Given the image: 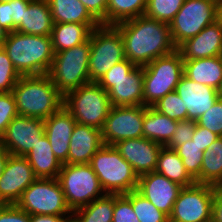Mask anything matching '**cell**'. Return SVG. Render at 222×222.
Listing matches in <instances>:
<instances>
[{
  "instance_id": "3957f363",
  "label": "cell",
  "mask_w": 222,
  "mask_h": 222,
  "mask_svg": "<svg viewBox=\"0 0 222 222\" xmlns=\"http://www.w3.org/2000/svg\"><path fill=\"white\" fill-rule=\"evenodd\" d=\"M3 49L21 76L47 74L55 55L50 36L17 31L7 33Z\"/></svg>"
},
{
  "instance_id": "d6a6232c",
  "label": "cell",
  "mask_w": 222,
  "mask_h": 222,
  "mask_svg": "<svg viewBox=\"0 0 222 222\" xmlns=\"http://www.w3.org/2000/svg\"><path fill=\"white\" fill-rule=\"evenodd\" d=\"M131 204L139 222H169V217L137 190L131 191Z\"/></svg>"
},
{
  "instance_id": "5bb4252c",
  "label": "cell",
  "mask_w": 222,
  "mask_h": 222,
  "mask_svg": "<svg viewBox=\"0 0 222 222\" xmlns=\"http://www.w3.org/2000/svg\"><path fill=\"white\" fill-rule=\"evenodd\" d=\"M144 106H112L101 130L105 145L143 137Z\"/></svg>"
},
{
  "instance_id": "9c48e42d",
  "label": "cell",
  "mask_w": 222,
  "mask_h": 222,
  "mask_svg": "<svg viewBox=\"0 0 222 222\" xmlns=\"http://www.w3.org/2000/svg\"><path fill=\"white\" fill-rule=\"evenodd\" d=\"M57 179L72 212L106 195L89 164H62Z\"/></svg>"
},
{
  "instance_id": "e575fe53",
  "label": "cell",
  "mask_w": 222,
  "mask_h": 222,
  "mask_svg": "<svg viewBox=\"0 0 222 222\" xmlns=\"http://www.w3.org/2000/svg\"><path fill=\"white\" fill-rule=\"evenodd\" d=\"M175 151L182 159L186 171L196 180L200 176L202 159L205 152L200 151V147L191 140L182 144Z\"/></svg>"
},
{
  "instance_id": "277c9868",
  "label": "cell",
  "mask_w": 222,
  "mask_h": 222,
  "mask_svg": "<svg viewBox=\"0 0 222 222\" xmlns=\"http://www.w3.org/2000/svg\"><path fill=\"white\" fill-rule=\"evenodd\" d=\"M89 165L106 194H127L137 189L139 176L114 145H103Z\"/></svg>"
},
{
  "instance_id": "816d5d0a",
  "label": "cell",
  "mask_w": 222,
  "mask_h": 222,
  "mask_svg": "<svg viewBox=\"0 0 222 222\" xmlns=\"http://www.w3.org/2000/svg\"><path fill=\"white\" fill-rule=\"evenodd\" d=\"M6 36H7V32L0 26V48L3 47Z\"/></svg>"
},
{
  "instance_id": "c3c4849f",
  "label": "cell",
  "mask_w": 222,
  "mask_h": 222,
  "mask_svg": "<svg viewBox=\"0 0 222 222\" xmlns=\"http://www.w3.org/2000/svg\"><path fill=\"white\" fill-rule=\"evenodd\" d=\"M71 216L30 215V222H69Z\"/></svg>"
},
{
  "instance_id": "5b68a950",
  "label": "cell",
  "mask_w": 222,
  "mask_h": 222,
  "mask_svg": "<svg viewBox=\"0 0 222 222\" xmlns=\"http://www.w3.org/2000/svg\"><path fill=\"white\" fill-rule=\"evenodd\" d=\"M97 83L107 91L111 106L143 105L144 70L128 59L113 65Z\"/></svg>"
},
{
  "instance_id": "ee69618b",
  "label": "cell",
  "mask_w": 222,
  "mask_h": 222,
  "mask_svg": "<svg viewBox=\"0 0 222 222\" xmlns=\"http://www.w3.org/2000/svg\"><path fill=\"white\" fill-rule=\"evenodd\" d=\"M218 138L219 136L215 133L196 124L191 141L195 142V144L200 147V151L205 152L206 148L209 147Z\"/></svg>"
},
{
  "instance_id": "7dc6e473",
  "label": "cell",
  "mask_w": 222,
  "mask_h": 222,
  "mask_svg": "<svg viewBox=\"0 0 222 222\" xmlns=\"http://www.w3.org/2000/svg\"><path fill=\"white\" fill-rule=\"evenodd\" d=\"M211 222H222V186L216 187Z\"/></svg>"
},
{
  "instance_id": "ab89813d",
  "label": "cell",
  "mask_w": 222,
  "mask_h": 222,
  "mask_svg": "<svg viewBox=\"0 0 222 222\" xmlns=\"http://www.w3.org/2000/svg\"><path fill=\"white\" fill-rule=\"evenodd\" d=\"M16 116L18 112L12 92L0 93V138Z\"/></svg>"
},
{
  "instance_id": "4316f807",
  "label": "cell",
  "mask_w": 222,
  "mask_h": 222,
  "mask_svg": "<svg viewBox=\"0 0 222 222\" xmlns=\"http://www.w3.org/2000/svg\"><path fill=\"white\" fill-rule=\"evenodd\" d=\"M178 121L144 106L143 137L165 146L173 136Z\"/></svg>"
},
{
  "instance_id": "7bdbcfd3",
  "label": "cell",
  "mask_w": 222,
  "mask_h": 222,
  "mask_svg": "<svg viewBox=\"0 0 222 222\" xmlns=\"http://www.w3.org/2000/svg\"><path fill=\"white\" fill-rule=\"evenodd\" d=\"M89 13L101 24L106 25L108 0H79Z\"/></svg>"
},
{
  "instance_id": "6da1fadb",
  "label": "cell",
  "mask_w": 222,
  "mask_h": 222,
  "mask_svg": "<svg viewBox=\"0 0 222 222\" xmlns=\"http://www.w3.org/2000/svg\"><path fill=\"white\" fill-rule=\"evenodd\" d=\"M121 33L125 58L136 66H146L177 49L167 23L141 15L114 25Z\"/></svg>"
},
{
  "instance_id": "83f0119b",
  "label": "cell",
  "mask_w": 222,
  "mask_h": 222,
  "mask_svg": "<svg viewBox=\"0 0 222 222\" xmlns=\"http://www.w3.org/2000/svg\"><path fill=\"white\" fill-rule=\"evenodd\" d=\"M53 23L100 24L79 0H47Z\"/></svg>"
},
{
  "instance_id": "44dd1931",
  "label": "cell",
  "mask_w": 222,
  "mask_h": 222,
  "mask_svg": "<svg viewBox=\"0 0 222 222\" xmlns=\"http://www.w3.org/2000/svg\"><path fill=\"white\" fill-rule=\"evenodd\" d=\"M177 50L183 60H196L222 55V26L216 20L196 36L181 43Z\"/></svg>"
},
{
  "instance_id": "8d00e7d4",
  "label": "cell",
  "mask_w": 222,
  "mask_h": 222,
  "mask_svg": "<svg viewBox=\"0 0 222 222\" xmlns=\"http://www.w3.org/2000/svg\"><path fill=\"white\" fill-rule=\"evenodd\" d=\"M21 75L14 68L7 52L0 48V93L12 92Z\"/></svg>"
},
{
  "instance_id": "7a4b0ae2",
  "label": "cell",
  "mask_w": 222,
  "mask_h": 222,
  "mask_svg": "<svg viewBox=\"0 0 222 222\" xmlns=\"http://www.w3.org/2000/svg\"><path fill=\"white\" fill-rule=\"evenodd\" d=\"M12 94L20 116L45 120L63 106V95L47 74L21 76Z\"/></svg>"
},
{
  "instance_id": "e0dca14e",
  "label": "cell",
  "mask_w": 222,
  "mask_h": 222,
  "mask_svg": "<svg viewBox=\"0 0 222 222\" xmlns=\"http://www.w3.org/2000/svg\"><path fill=\"white\" fill-rule=\"evenodd\" d=\"M182 188L154 171L139 176L136 190L169 217Z\"/></svg>"
},
{
  "instance_id": "cb8c5ba5",
  "label": "cell",
  "mask_w": 222,
  "mask_h": 222,
  "mask_svg": "<svg viewBox=\"0 0 222 222\" xmlns=\"http://www.w3.org/2000/svg\"><path fill=\"white\" fill-rule=\"evenodd\" d=\"M101 24H78V23H54L51 31V41L54 53L86 42L91 31Z\"/></svg>"
},
{
  "instance_id": "30bf717a",
  "label": "cell",
  "mask_w": 222,
  "mask_h": 222,
  "mask_svg": "<svg viewBox=\"0 0 222 222\" xmlns=\"http://www.w3.org/2000/svg\"><path fill=\"white\" fill-rule=\"evenodd\" d=\"M126 59L120 31L114 25H100L90 34L89 79L98 82L113 65Z\"/></svg>"
},
{
  "instance_id": "484cf974",
  "label": "cell",
  "mask_w": 222,
  "mask_h": 222,
  "mask_svg": "<svg viewBox=\"0 0 222 222\" xmlns=\"http://www.w3.org/2000/svg\"><path fill=\"white\" fill-rule=\"evenodd\" d=\"M37 178H58L62 163L55 157L46 135L25 156Z\"/></svg>"
},
{
  "instance_id": "ba28073f",
  "label": "cell",
  "mask_w": 222,
  "mask_h": 222,
  "mask_svg": "<svg viewBox=\"0 0 222 222\" xmlns=\"http://www.w3.org/2000/svg\"><path fill=\"white\" fill-rule=\"evenodd\" d=\"M89 54L90 37L80 45L55 53L47 75L63 96L90 82Z\"/></svg>"
},
{
  "instance_id": "8fae6325",
  "label": "cell",
  "mask_w": 222,
  "mask_h": 222,
  "mask_svg": "<svg viewBox=\"0 0 222 222\" xmlns=\"http://www.w3.org/2000/svg\"><path fill=\"white\" fill-rule=\"evenodd\" d=\"M16 205L29 215L71 216L73 213L57 178H37L23 191Z\"/></svg>"
},
{
  "instance_id": "1f68e13d",
  "label": "cell",
  "mask_w": 222,
  "mask_h": 222,
  "mask_svg": "<svg viewBox=\"0 0 222 222\" xmlns=\"http://www.w3.org/2000/svg\"><path fill=\"white\" fill-rule=\"evenodd\" d=\"M147 0H108L106 25L145 15Z\"/></svg>"
},
{
  "instance_id": "4fadbf2b",
  "label": "cell",
  "mask_w": 222,
  "mask_h": 222,
  "mask_svg": "<svg viewBox=\"0 0 222 222\" xmlns=\"http://www.w3.org/2000/svg\"><path fill=\"white\" fill-rule=\"evenodd\" d=\"M216 187L195 183L183 187L174 203L169 222H211Z\"/></svg>"
},
{
  "instance_id": "f546056e",
  "label": "cell",
  "mask_w": 222,
  "mask_h": 222,
  "mask_svg": "<svg viewBox=\"0 0 222 222\" xmlns=\"http://www.w3.org/2000/svg\"><path fill=\"white\" fill-rule=\"evenodd\" d=\"M195 182L215 187L222 186V137H219L206 148L202 159L200 176Z\"/></svg>"
},
{
  "instance_id": "7402d4cb",
  "label": "cell",
  "mask_w": 222,
  "mask_h": 222,
  "mask_svg": "<svg viewBox=\"0 0 222 222\" xmlns=\"http://www.w3.org/2000/svg\"><path fill=\"white\" fill-rule=\"evenodd\" d=\"M103 145L100 129L76 123L69 144L68 164H89Z\"/></svg>"
},
{
  "instance_id": "d6986e66",
  "label": "cell",
  "mask_w": 222,
  "mask_h": 222,
  "mask_svg": "<svg viewBox=\"0 0 222 222\" xmlns=\"http://www.w3.org/2000/svg\"><path fill=\"white\" fill-rule=\"evenodd\" d=\"M183 100L184 111H187V120H197L206 113L219 98L216 89L197 83L183 75L177 84L176 90Z\"/></svg>"
},
{
  "instance_id": "b9f144b4",
  "label": "cell",
  "mask_w": 222,
  "mask_h": 222,
  "mask_svg": "<svg viewBox=\"0 0 222 222\" xmlns=\"http://www.w3.org/2000/svg\"><path fill=\"white\" fill-rule=\"evenodd\" d=\"M0 222H30V215L16 204H0Z\"/></svg>"
},
{
  "instance_id": "836d02e7",
  "label": "cell",
  "mask_w": 222,
  "mask_h": 222,
  "mask_svg": "<svg viewBox=\"0 0 222 222\" xmlns=\"http://www.w3.org/2000/svg\"><path fill=\"white\" fill-rule=\"evenodd\" d=\"M185 0H147L145 15L169 24L181 9Z\"/></svg>"
},
{
  "instance_id": "f35d334b",
  "label": "cell",
  "mask_w": 222,
  "mask_h": 222,
  "mask_svg": "<svg viewBox=\"0 0 222 222\" xmlns=\"http://www.w3.org/2000/svg\"><path fill=\"white\" fill-rule=\"evenodd\" d=\"M196 124L222 137V98H218L213 106L196 120Z\"/></svg>"
},
{
  "instance_id": "74e56055",
  "label": "cell",
  "mask_w": 222,
  "mask_h": 222,
  "mask_svg": "<svg viewBox=\"0 0 222 222\" xmlns=\"http://www.w3.org/2000/svg\"><path fill=\"white\" fill-rule=\"evenodd\" d=\"M112 222H139L131 204V192L114 194Z\"/></svg>"
},
{
  "instance_id": "60d3db41",
  "label": "cell",
  "mask_w": 222,
  "mask_h": 222,
  "mask_svg": "<svg viewBox=\"0 0 222 222\" xmlns=\"http://www.w3.org/2000/svg\"><path fill=\"white\" fill-rule=\"evenodd\" d=\"M196 127L195 120H182L178 121L176 130L171 137L170 141L165 145V147L172 150H176L182 144L190 141L193 137V133Z\"/></svg>"
},
{
  "instance_id": "f5cc1de1",
  "label": "cell",
  "mask_w": 222,
  "mask_h": 222,
  "mask_svg": "<svg viewBox=\"0 0 222 222\" xmlns=\"http://www.w3.org/2000/svg\"><path fill=\"white\" fill-rule=\"evenodd\" d=\"M217 92H218L219 98H222V79H221L219 87L217 88Z\"/></svg>"
},
{
  "instance_id": "bcb514c9",
  "label": "cell",
  "mask_w": 222,
  "mask_h": 222,
  "mask_svg": "<svg viewBox=\"0 0 222 222\" xmlns=\"http://www.w3.org/2000/svg\"><path fill=\"white\" fill-rule=\"evenodd\" d=\"M0 26L7 32H13V18L9 3L0 2Z\"/></svg>"
},
{
  "instance_id": "603a6c76",
  "label": "cell",
  "mask_w": 222,
  "mask_h": 222,
  "mask_svg": "<svg viewBox=\"0 0 222 222\" xmlns=\"http://www.w3.org/2000/svg\"><path fill=\"white\" fill-rule=\"evenodd\" d=\"M53 19L47 0H31L15 31L38 36H50Z\"/></svg>"
},
{
  "instance_id": "7c38bea8",
  "label": "cell",
  "mask_w": 222,
  "mask_h": 222,
  "mask_svg": "<svg viewBox=\"0 0 222 222\" xmlns=\"http://www.w3.org/2000/svg\"><path fill=\"white\" fill-rule=\"evenodd\" d=\"M218 0H185L169 23L173 43L178 47L217 20Z\"/></svg>"
},
{
  "instance_id": "f1b7e54d",
  "label": "cell",
  "mask_w": 222,
  "mask_h": 222,
  "mask_svg": "<svg viewBox=\"0 0 222 222\" xmlns=\"http://www.w3.org/2000/svg\"><path fill=\"white\" fill-rule=\"evenodd\" d=\"M155 172L182 187H189L196 183L186 171L182 159L177 152L165 146L162 147L159 153Z\"/></svg>"
},
{
  "instance_id": "f6af8a7d",
  "label": "cell",
  "mask_w": 222,
  "mask_h": 222,
  "mask_svg": "<svg viewBox=\"0 0 222 222\" xmlns=\"http://www.w3.org/2000/svg\"><path fill=\"white\" fill-rule=\"evenodd\" d=\"M31 3V0H16L10 2L11 6V16L13 18V31L20 25L24 10L28 8V5Z\"/></svg>"
},
{
  "instance_id": "681fc988",
  "label": "cell",
  "mask_w": 222,
  "mask_h": 222,
  "mask_svg": "<svg viewBox=\"0 0 222 222\" xmlns=\"http://www.w3.org/2000/svg\"><path fill=\"white\" fill-rule=\"evenodd\" d=\"M9 153L0 145V176L3 173Z\"/></svg>"
},
{
  "instance_id": "52a82bcc",
  "label": "cell",
  "mask_w": 222,
  "mask_h": 222,
  "mask_svg": "<svg viewBox=\"0 0 222 222\" xmlns=\"http://www.w3.org/2000/svg\"><path fill=\"white\" fill-rule=\"evenodd\" d=\"M143 106L152 107L162 97L175 91L184 75V60L176 49L143 66Z\"/></svg>"
},
{
  "instance_id": "f907efd6",
  "label": "cell",
  "mask_w": 222,
  "mask_h": 222,
  "mask_svg": "<svg viewBox=\"0 0 222 222\" xmlns=\"http://www.w3.org/2000/svg\"><path fill=\"white\" fill-rule=\"evenodd\" d=\"M217 21L222 26V0H218V5H217Z\"/></svg>"
},
{
  "instance_id": "db71d44e",
  "label": "cell",
  "mask_w": 222,
  "mask_h": 222,
  "mask_svg": "<svg viewBox=\"0 0 222 222\" xmlns=\"http://www.w3.org/2000/svg\"><path fill=\"white\" fill-rule=\"evenodd\" d=\"M12 1H16V0H0V2H3V3H9V2H12Z\"/></svg>"
},
{
  "instance_id": "d590c367",
  "label": "cell",
  "mask_w": 222,
  "mask_h": 222,
  "mask_svg": "<svg viewBox=\"0 0 222 222\" xmlns=\"http://www.w3.org/2000/svg\"><path fill=\"white\" fill-rule=\"evenodd\" d=\"M152 107L161 114L176 121L187 120V111H184L183 100L176 91L168 93Z\"/></svg>"
},
{
  "instance_id": "4dcf8cb0",
  "label": "cell",
  "mask_w": 222,
  "mask_h": 222,
  "mask_svg": "<svg viewBox=\"0 0 222 222\" xmlns=\"http://www.w3.org/2000/svg\"><path fill=\"white\" fill-rule=\"evenodd\" d=\"M113 209L114 194H106L73 211L71 220L73 222H112Z\"/></svg>"
},
{
  "instance_id": "9a60e30c",
  "label": "cell",
  "mask_w": 222,
  "mask_h": 222,
  "mask_svg": "<svg viewBox=\"0 0 222 222\" xmlns=\"http://www.w3.org/2000/svg\"><path fill=\"white\" fill-rule=\"evenodd\" d=\"M44 135V120L18 115L7 126L0 145L10 155L25 157Z\"/></svg>"
},
{
  "instance_id": "8992f818",
  "label": "cell",
  "mask_w": 222,
  "mask_h": 222,
  "mask_svg": "<svg viewBox=\"0 0 222 222\" xmlns=\"http://www.w3.org/2000/svg\"><path fill=\"white\" fill-rule=\"evenodd\" d=\"M63 106L78 124L100 130L112 107L107 91L97 82H89L67 92L63 96Z\"/></svg>"
},
{
  "instance_id": "2e32d148",
  "label": "cell",
  "mask_w": 222,
  "mask_h": 222,
  "mask_svg": "<svg viewBox=\"0 0 222 222\" xmlns=\"http://www.w3.org/2000/svg\"><path fill=\"white\" fill-rule=\"evenodd\" d=\"M36 179L26 157L9 154L0 176V204H16L23 191Z\"/></svg>"
},
{
  "instance_id": "ffe728a7",
  "label": "cell",
  "mask_w": 222,
  "mask_h": 222,
  "mask_svg": "<svg viewBox=\"0 0 222 222\" xmlns=\"http://www.w3.org/2000/svg\"><path fill=\"white\" fill-rule=\"evenodd\" d=\"M76 123L64 106L44 120L45 135L52 146L55 157L62 164H68L69 144Z\"/></svg>"
},
{
  "instance_id": "ac0fdd59",
  "label": "cell",
  "mask_w": 222,
  "mask_h": 222,
  "mask_svg": "<svg viewBox=\"0 0 222 222\" xmlns=\"http://www.w3.org/2000/svg\"><path fill=\"white\" fill-rule=\"evenodd\" d=\"M114 147L140 176L155 171L163 145L142 137L121 140Z\"/></svg>"
},
{
  "instance_id": "d4e9b609",
  "label": "cell",
  "mask_w": 222,
  "mask_h": 222,
  "mask_svg": "<svg viewBox=\"0 0 222 222\" xmlns=\"http://www.w3.org/2000/svg\"><path fill=\"white\" fill-rule=\"evenodd\" d=\"M184 75L192 81L217 90L222 79V55L184 60Z\"/></svg>"
}]
</instances>
